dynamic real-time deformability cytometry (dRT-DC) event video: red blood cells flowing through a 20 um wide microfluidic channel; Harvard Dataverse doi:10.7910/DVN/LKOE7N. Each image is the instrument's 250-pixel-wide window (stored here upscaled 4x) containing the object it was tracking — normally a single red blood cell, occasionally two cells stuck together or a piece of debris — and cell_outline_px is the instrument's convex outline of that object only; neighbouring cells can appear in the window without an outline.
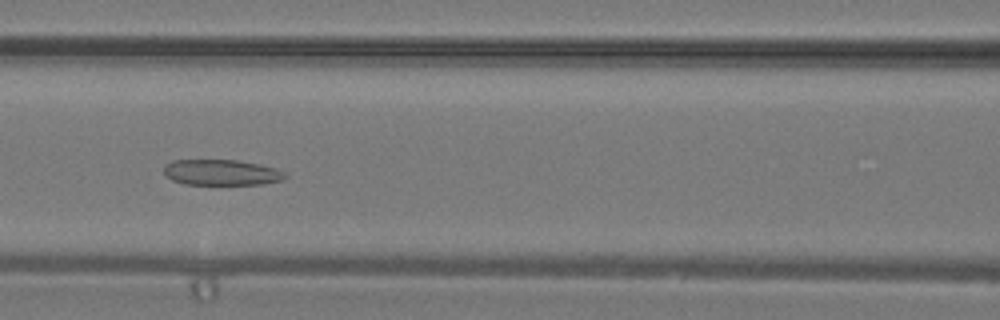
{"species": "common noctule bat (a hibernating species)", "species_latin": "Nyctalus noctula", "temperature_condition": "warm", "stored_images_in_passage": 22, "camera_frame_rate_fps": 3000, "um_per_image_px": 0.085, "animal": {"sex": "male", "body_mass_g": 19.2, "forearm_length_mm": 51.8}, "frame": {"image": 1, "passage_image": 17, "time_ms": 5.333, "image_size_px": [1000, 320], "cell_outline_px": [[288, 176], [280, 180], [264, 184], [184, 184], [172, 180], [164, 172], [164, 164], [172, 160], [236, 160], [260, 164], [276, 168], [284, 172]], "centroid_in_image_um": [18.82, 14.65], "position_along_channel_um": 147.8, "area_um2": 18.15}}
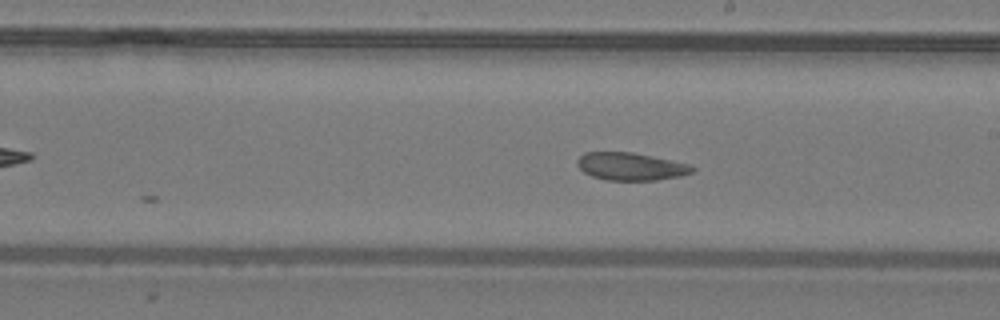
{"frame": {"image": 2, "passage_image": 22, "time_ms": 7.0, "image_size_px": [1000, 320], "cell_outline_px": [[696, 168], [692, 172], [680, 176], [656, 180], [604, 180], [592, 176], [584, 172], [576, 164], [576, 160], [584, 152], [632, 152], [692, 164]], "centroid_in_image_um": [53.62, 14.14], "position_along_channel_um": 235.4, "area_um2": 18.67}}